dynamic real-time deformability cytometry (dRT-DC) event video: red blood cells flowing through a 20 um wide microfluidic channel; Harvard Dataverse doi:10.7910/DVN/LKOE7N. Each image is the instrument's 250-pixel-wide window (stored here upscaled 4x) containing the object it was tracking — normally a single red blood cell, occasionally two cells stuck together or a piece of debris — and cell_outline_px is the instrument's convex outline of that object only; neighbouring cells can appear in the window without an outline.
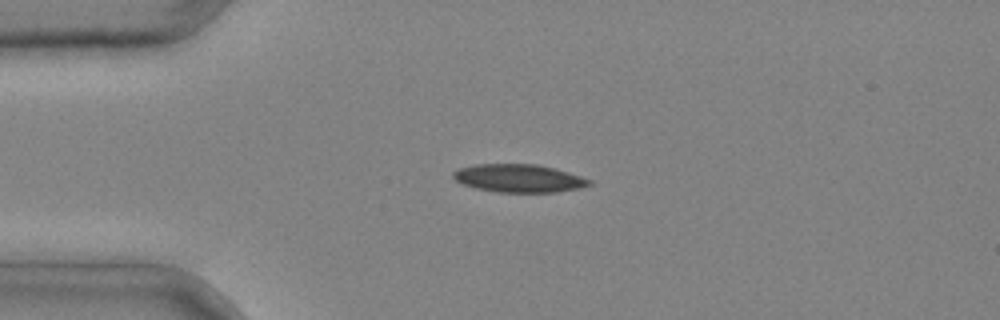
{"species": "common noctule bat (a hibernating species)", "species_latin": "Nyctalus noctula", "temperature_condition": "cold", "stored_images_in_passage": 3, "camera_frame_rate_fps": 3000, "um_per_image_px": 0.085, "animal": {"sex": "male", "body_mass_g": 20.4}, "frame": {"image": 1, "passage_image": 2, "time_ms": 0.333, "image_size_px": [1000, 320], "cell_outline_px": [[592, 184], [580, 188], [556, 192], [496, 192], [476, 188], [464, 184], [456, 180], [452, 176], [452, 172], [460, 168], [476, 164], [536, 164], [568, 172], [592, 180]], "centroid_in_image_um": [44.11, 15.15], "position_along_channel_um": 40.9, "area_um2": 22.08}}